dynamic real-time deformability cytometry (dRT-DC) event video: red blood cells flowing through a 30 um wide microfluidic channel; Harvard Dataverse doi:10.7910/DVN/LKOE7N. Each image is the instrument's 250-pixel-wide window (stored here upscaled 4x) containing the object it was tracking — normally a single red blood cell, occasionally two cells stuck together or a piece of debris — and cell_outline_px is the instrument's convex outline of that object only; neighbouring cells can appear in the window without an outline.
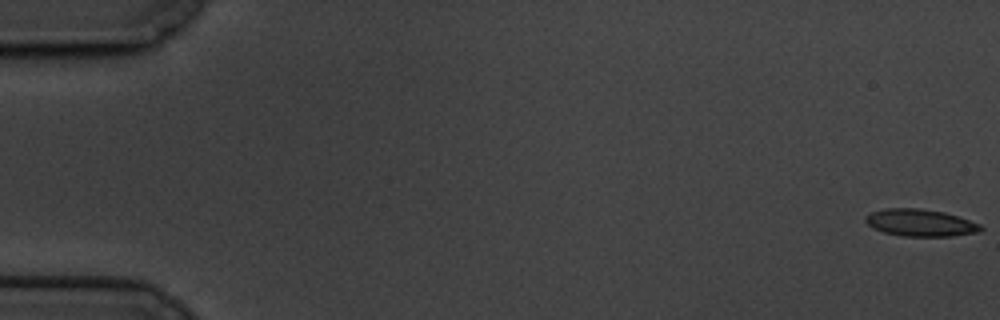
{"species": "common noctule bat (a hibernating species)", "species_latin": "Nyctalus noctula", "temperature_condition": "cold", "stored_images_in_passage": 60, "camera_frame_rate_fps": 3000, "um_per_image_px": 0.085, "animal": {"sex": "male", "body_mass_g": 19.5, "forearm_length_mm": 54.6}, "frame": {"image": 1, "passage_image": 1, "time_ms": 0.0, "image_size_px": [1000, 320], "cell_outline_px": [[984, 228], [980, 232], [952, 236], [900, 236], [884, 232], [872, 228], [864, 220], [872, 212], [884, 208], [920, 208], [944, 212], [980, 224]], "centroid_in_image_um": [78.23, 18.94], "position_along_channel_um": 6.8, "area_um2": 18.15}}
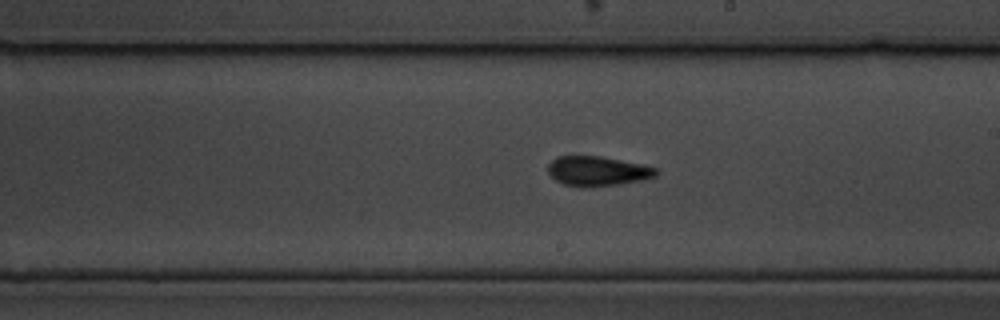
{"frame": {"image": 2, "passage_image": 35, "time_ms": 11.333, "image_size_px": [1000, 320], "cell_outline_px": [[660, 172], [656, 176], [644, 180], [592, 188], [580, 188], [564, 184], [556, 180], [548, 172], [548, 164], [556, 156], [600, 156], [644, 164], [660, 168]], "centroid_in_image_um": [50.84, 14.55], "position_along_channel_um": 238.2, "area_um2": 19.19}}
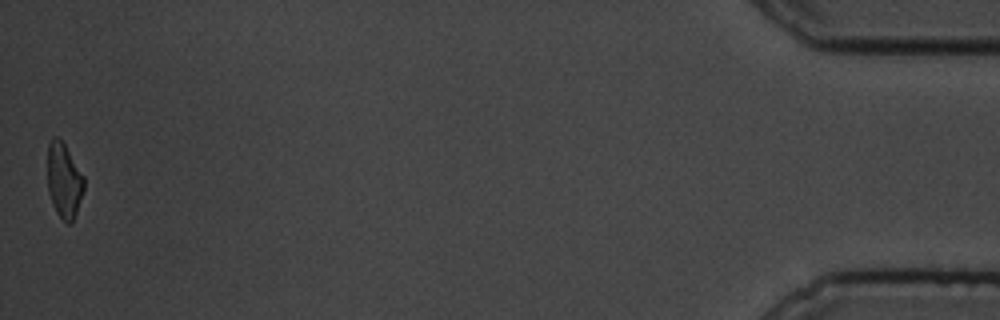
{"frame": {"image": 3, "passage_image": 60, "time_ms": 19.667, "image_size_px": [1000, 320], "cell_outline_px": [[84, 188], [72, 224], [68, 224], [56, 212], [52, 204], [48, 192], [48, 144], [52, 136], [56, 136], [64, 144], [84, 176]], "centroid_in_image_um": [5.43, 15.35], "position_along_channel_um": 429.8, "area_um2": 15.78}, "authors_computed_cell_mechanics": {"area_um2": 18.0047, "velocity_mm_per_s": 3.3877, "shape_relaxation_time_tau1_ms": 5.2425, "shape_relaxation_time_tau2_ms": 4.0454, "deformation_change_tau1": 0.1411, "deformation_change_tau2": 0.0981}}